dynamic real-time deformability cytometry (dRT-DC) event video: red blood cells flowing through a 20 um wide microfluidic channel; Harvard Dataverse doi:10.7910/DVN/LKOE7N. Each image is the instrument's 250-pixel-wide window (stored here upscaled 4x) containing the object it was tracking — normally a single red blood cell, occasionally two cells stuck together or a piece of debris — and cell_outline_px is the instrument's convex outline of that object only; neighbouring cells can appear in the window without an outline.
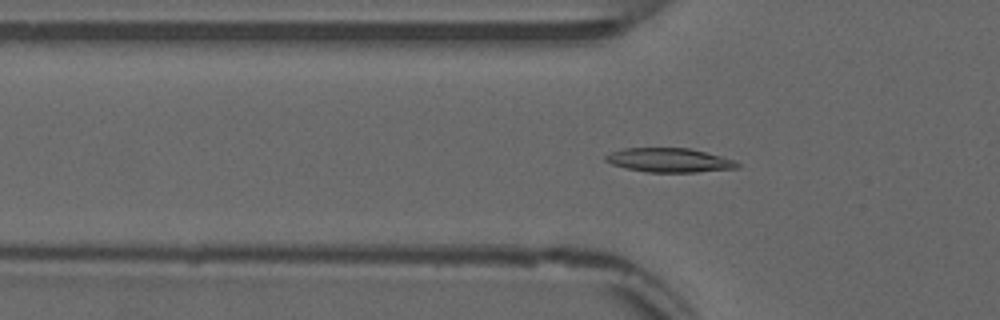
{"species": "common noctule bat (a hibernating species)", "species_latin": "Nyctalus noctula", "temperature_condition": "warm", "stored_images_in_passage": 54, "camera_frame_rate_fps": 3000, "um_per_image_px": 0.085, "animal": {"sex": "male", "forearm_length_mm": 52.5}, "frame": {"image": 1, "passage_image": 18, "time_ms": 5.667, "image_size_px": [1000, 320], "cell_outline_px": [[740, 168], [696, 172], [648, 172], [628, 168], [612, 164], [604, 160], [604, 156], [612, 152], [624, 148], [692, 148], [736, 160], [740, 164]], "centroid_in_image_um": [56.95, 13.61], "position_along_channel_um": 68.9, "area_um2": 18.55}}
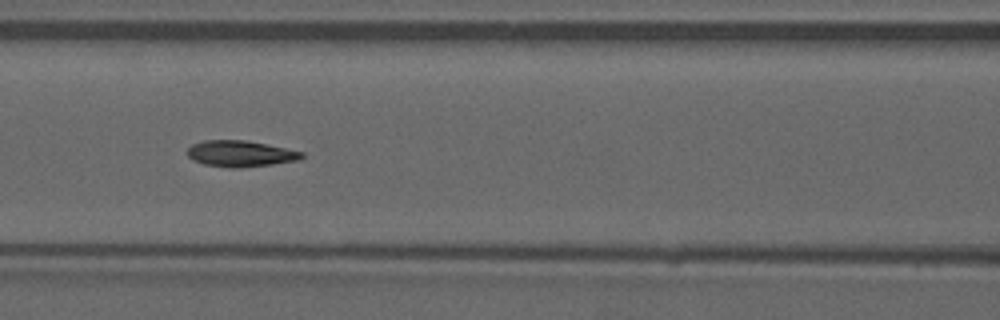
{"frame": {"image": 2, "passage_image": 24, "time_ms": 7.667, "image_size_px": [1000, 320], "cell_outline_px": [[304, 156], [300, 160], [272, 164], [240, 168], [228, 168], [204, 164], [192, 160], [184, 152], [192, 144], [204, 140], [244, 140], [304, 152]], "centroid_in_image_um": [20.39, 13.07], "position_along_channel_um": 146.2, "area_um2": 17.51}}
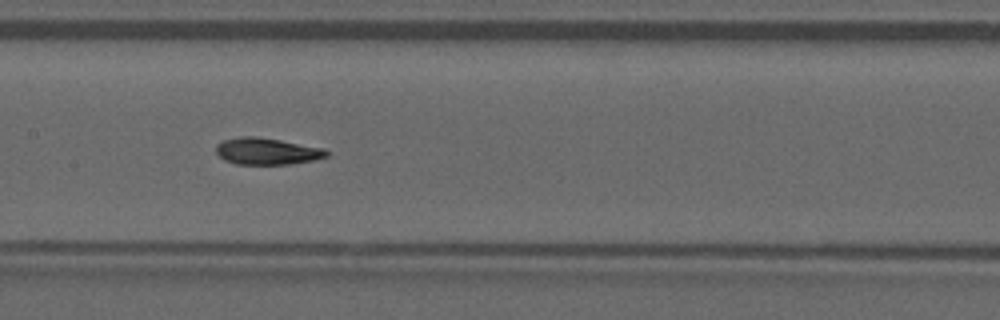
{"frame": {"image": 3, "passage_image": 27, "time_ms": 8.667, "image_size_px": [1000, 320], "cell_outline_px": [[328, 156], [312, 160], [288, 164], [236, 164], [224, 160], [216, 152], [216, 144], [224, 140], [240, 136], [256, 136], [280, 140], [324, 148], [328, 152]], "centroid_in_image_um": [22.66, 12.85], "position_along_channel_um": 184.7, "area_um2": 17.11}, "authors_computed_cell_mechanics": {"area_um2": 17.5134, "velocity_mm_per_s": 3.8558, "shape_relaxation_time_tau1_ms": null, "shape_relaxation_time_tau2_ms": 3.6818, "deformation_change_tau1": null, "deformation_change_tau2": 0.0803}}